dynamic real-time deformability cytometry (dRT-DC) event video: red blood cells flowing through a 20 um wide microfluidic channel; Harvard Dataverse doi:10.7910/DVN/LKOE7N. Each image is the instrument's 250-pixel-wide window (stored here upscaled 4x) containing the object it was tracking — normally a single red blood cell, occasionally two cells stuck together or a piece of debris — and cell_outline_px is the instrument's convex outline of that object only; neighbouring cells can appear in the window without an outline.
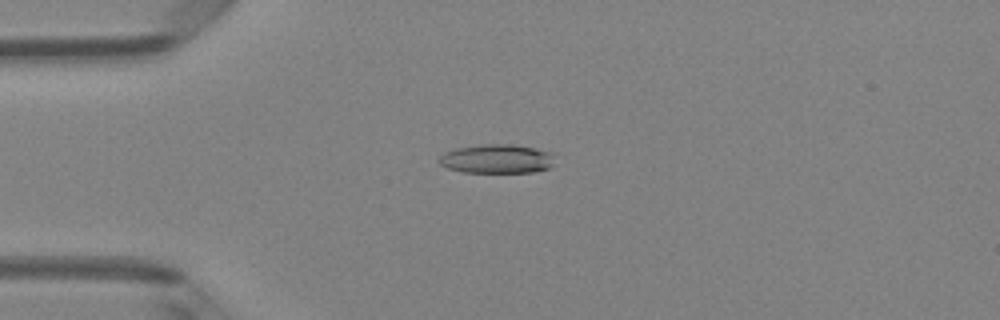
{"species": "Egyptian fruit bat (a non-hibernating species)", "species_latin": "Rousettus aegyptiacus", "temperature_condition": "room temperature", "stored_images_in_passage": 6, "camera_frame_rate_fps": 3000, "um_per_image_px": 0.085, "animal": {"sex": "female"}, "frame": {"image": 1, "passage_image": 4, "time_ms": 3.333, "image_size_px": [1000, 320], "cell_outline_px": [[552, 164], [548, 168], [532, 172], [464, 172], [448, 168], [440, 164], [436, 160], [444, 152], [456, 148], [484, 144], [512, 144], [552, 152]], "centroid_in_image_um": [42.18, 13.5], "position_along_channel_um": 42.8, "area_um2": 19.42}}
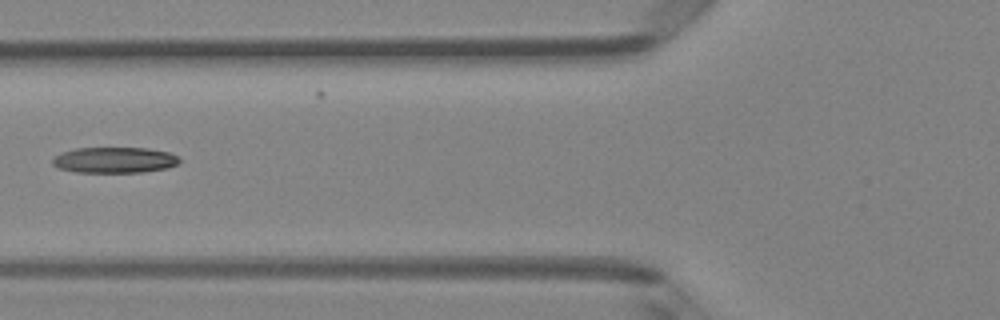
{"frame": {"image": 2, "passage_image": 6, "time_ms": 5.667, "image_size_px": [1000, 320], "cell_outline_px": [[180, 160], [176, 164], [168, 168], [144, 172], [76, 172], [56, 168], [52, 164], [52, 160], [60, 152], [76, 148], [148, 148], [168, 152], [180, 156]], "centroid_in_image_um": [9.73, 13.6], "position_along_channel_um": 116.1, "area_um2": 19.25}}